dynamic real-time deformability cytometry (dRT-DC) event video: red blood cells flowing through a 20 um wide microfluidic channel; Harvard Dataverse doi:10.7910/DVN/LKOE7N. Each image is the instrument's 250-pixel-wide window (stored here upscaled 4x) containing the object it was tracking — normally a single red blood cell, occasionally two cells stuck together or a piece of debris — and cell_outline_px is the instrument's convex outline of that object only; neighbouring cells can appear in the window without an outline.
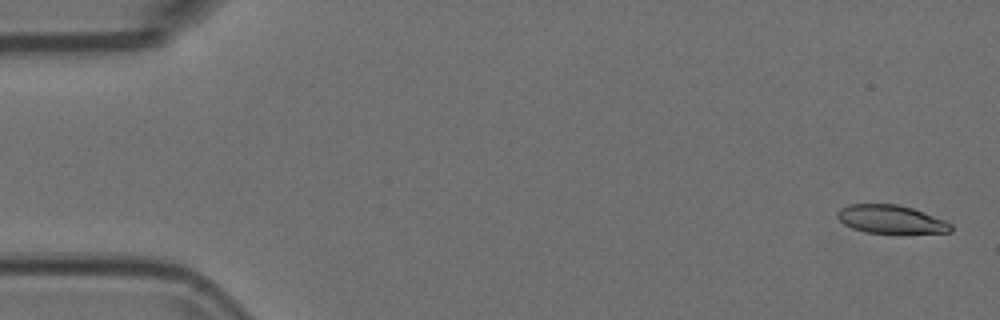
{"species": "Egyptian fruit bat (a non-hibernating species)", "species_latin": "Rousettus aegyptiacus", "temperature_condition": "room temperature", "stored_images_in_passage": 54, "camera_frame_rate_fps": 3000, "um_per_image_px": 0.085, "animal": {"sex": "female"}, "frame": {"image": 1, "passage_image": 2, "time_ms": 0.333, "image_size_px": [1000, 320], "cell_outline_px": [[952, 232], [864, 232], [852, 228], [844, 224], [836, 216], [836, 212], [840, 208], [848, 204], [900, 204], [912, 208], [944, 220], [952, 224]], "centroid_in_image_um": [75.67, 18.62], "position_along_channel_um": 9.3, "area_um2": 18.44}}
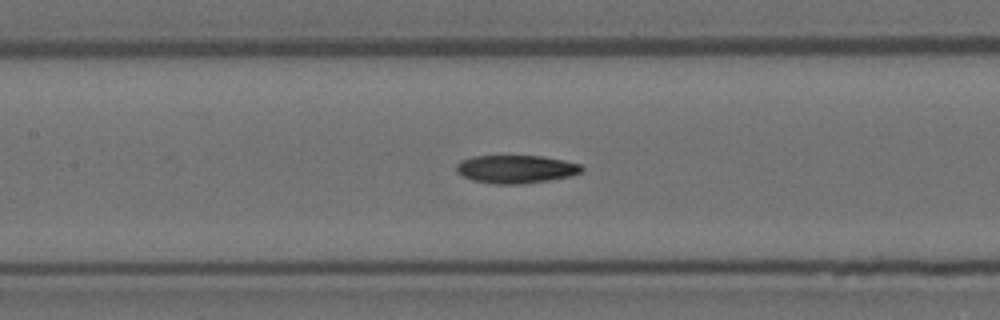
{"frame": {"image": 2, "passage_image": 25, "time_ms": 8.0, "image_size_px": [1000, 320], "cell_outline_px": [[584, 172], [572, 176], [548, 180], [520, 184], [496, 184], [472, 180], [456, 172], [456, 164], [460, 160], [472, 156], [540, 156], [564, 160], [580, 164], [584, 168]], "centroid_in_image_um": [43.87, 14.37], "position_along_channel_um": 163.5, "area_um2": 20.63}}
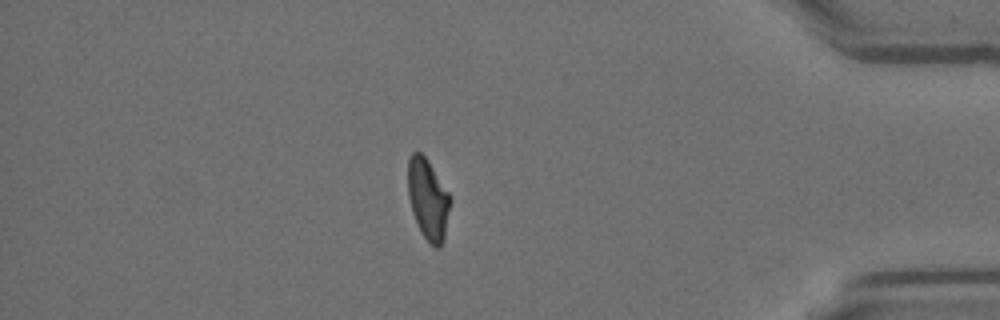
{"frame": {"image": 3, "passage_image": 47, "time_ms": 15.333, "image_size_px": [1000, 320], "cell_outline_px": [[452, 200], [444, 240], [440, 248], [436, 248], [420, 232], [412, 212], [408, 196], [408, 160], [412, 152], [420, 152], [428, 160], [448, 192]], "centroid_in_image_um": [36.39, 16.95], "position_along_channel_um": 398.8, "area_um2": 20.0}}